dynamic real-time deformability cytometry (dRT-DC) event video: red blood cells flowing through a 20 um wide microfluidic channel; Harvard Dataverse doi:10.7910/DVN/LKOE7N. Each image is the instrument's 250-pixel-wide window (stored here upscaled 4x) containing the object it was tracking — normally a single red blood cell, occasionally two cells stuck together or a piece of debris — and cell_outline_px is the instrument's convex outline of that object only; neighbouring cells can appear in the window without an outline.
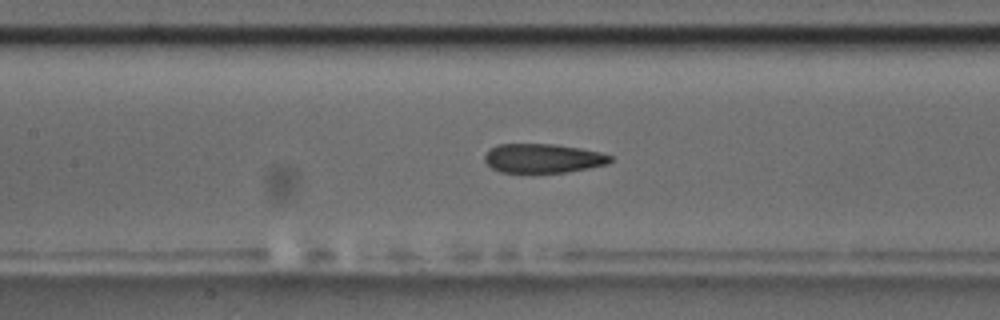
{"species": "common noctule bat (a hibernating species)", "species_latin": "Nyctalus noctula", "temperature_condition": "room temperature", "stored_images_in_passage": 36, "camera_frame_rate_fps": 3000, "um_per_image_px": 0.085, "animal": {"sex": "male", "body_mass_g": 17.5, "forearm_length_mm": 52.3}, "frame": {"image": 1, "passage_image": 10, "time_ms": 3.0, "image_size_px": [1000, 320], "cell_outline_px": [[612, 160], [608, 164], [588, 168], [564, 172], [500, 172], [492, 168], [484, 160], [484, 156], [492, 148], [500, 144], [556, 144], [580, 148], [600, 152], [612, 156]], "centroid_in_image_um": [46.17, 13.45], "position_along_channel_um": 161.2, "area_um2": 21.15}}
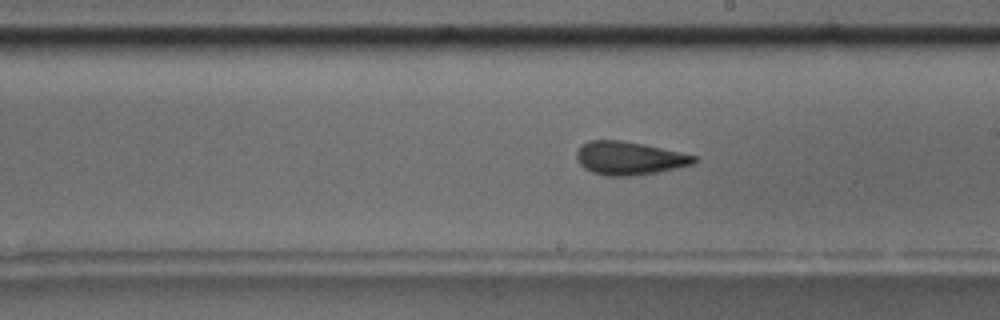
{"frame": {"image": 2, "passage_image": 16, "time_ms": 5.0, "image_size_px": [1000, 320], "cell_outline_px": [[696, 164], [656, 172], [628, 176], [604, 176], [592, 172], [584, 168], [576, 160], [576, 152], [588, 140], [620, 140], [644, 144], [696, 156]], "centroid_in_image_um": [53.46, 13.45], "position_along_channel_um": 235.5, "area_um2": 22.66}}
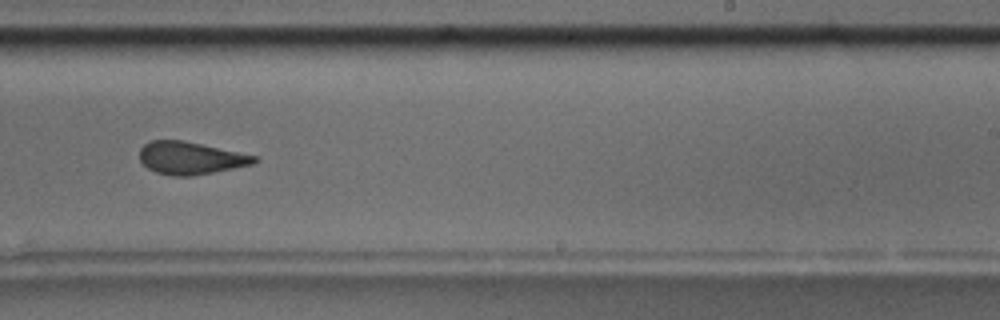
{"frame": {"image": 3, "passage_image": 19, "time_ms": 6.0, "image_size_px": [1000, 320], "cell_outline_px": [[260, 160], [256, 164], [192, 176], [172, 176], [156, 172], [148, 168], [140, 160], [140, 148], [144, 144], [152, 140], [184, 140], [256, 156]], "centroid_in_image_um": [16.21, 13.44], "position_along_channel_um": 272.8, "area_um2": 21.79}, "authors_computed_cell_mechanics": {"area_um2": 22.3397, "velocity_mm_per_s": 3.7346, "shape_relaxation_time_tau1_ms": null, "shape_relaxation_time_tau2_ms": 2.2961, "deformation_change_tau1": null, "deformation_change_tau2": 0.113}}